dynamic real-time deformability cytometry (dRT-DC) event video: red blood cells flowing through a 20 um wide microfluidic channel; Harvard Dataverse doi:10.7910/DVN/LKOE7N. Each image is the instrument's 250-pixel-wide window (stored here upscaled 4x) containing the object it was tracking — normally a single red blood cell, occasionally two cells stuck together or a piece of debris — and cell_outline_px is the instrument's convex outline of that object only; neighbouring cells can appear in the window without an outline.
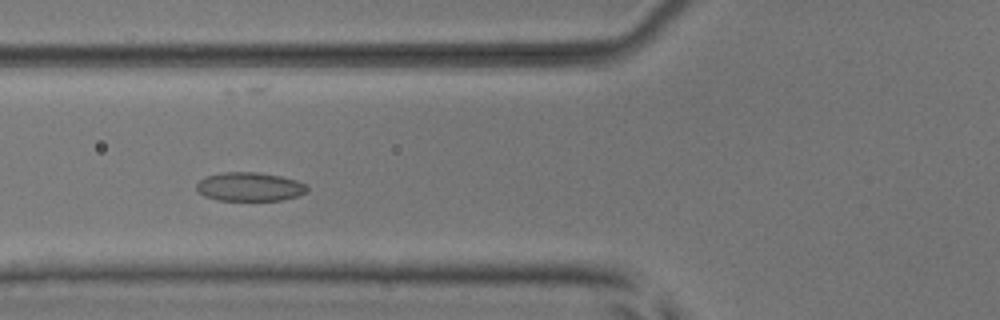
{"species": "common noctule bat (a hibernating species)", "species_latin": "Nyctalus noctula", "temperature_condition": "room temperature", "stored_images_in_passage": 8, "camera_frame_rate_fps": 3000, "um_per_image_px": 0.085, "animal": {"sex": "male", "body_mass_g": 17.9, "forearm_length_mm": 54.2}, "frame": {"image": 1, "passage_image": 5, "time_ms": 1.333, "image_size_px": [1000, 320], "cell_outline_px": [[308, 188], [304, 192], [296, 196], [284, 200], [216, 200], [204, 196], [196, 188], [196, 184], [204, 176], [224, 172], [256, 172], [280, 176], [296, 180], [308, 184]], "centroid_in_image_um": [21.2, 15.87], "position_along_channel_um": 104.6, "area_um2": 18.55}}
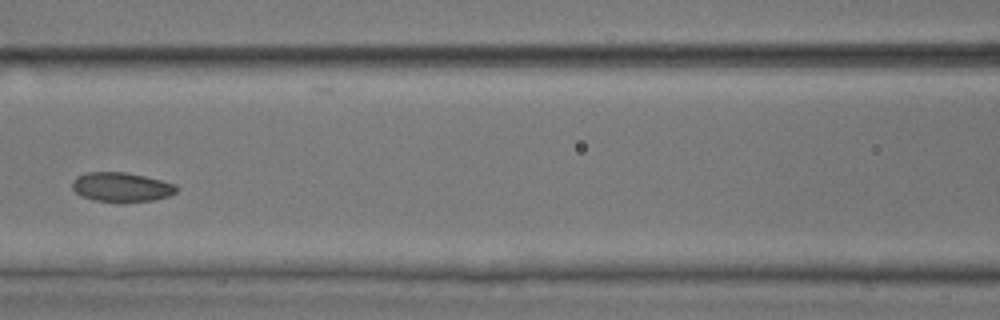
{"frame": {"image": 2, "passage_image": 6, "time_ms": 1.667, "image_size_px": [1000, 320], "cell_outline_px": [[176, 192], [168, 196], [152, 200], [124, 204], [92, 200], [76, 192], [72, 188], [72, 180], [76, 176], [88, 172], [124, 172], [144, 176], [176, 184]], "centroid_in_image_um": [10.3, 15.92], "position_along_channel_um": 156.3, "area_um2": 18.09}}
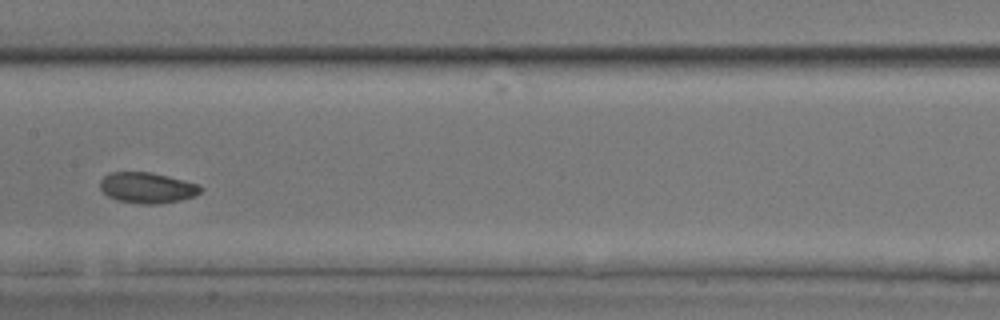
{"frame": {"image": 3, "passage_image": 7, "time_ms": 2.0, "image_size_px": [1000, 320], "cell_outline_px": [[204, 188], [196, 196], [180, 200], [160, 204], [140, 204], [116, 200], [108, 196], [100, 188], [100, 180], [104, 176], [112, 172], [152, 172], [168, 176], [196, 184]], "centroid_in_image_um": [12.51, 15.97], "position_along_channel_um": 194.9, "area_um2": 18.03}}